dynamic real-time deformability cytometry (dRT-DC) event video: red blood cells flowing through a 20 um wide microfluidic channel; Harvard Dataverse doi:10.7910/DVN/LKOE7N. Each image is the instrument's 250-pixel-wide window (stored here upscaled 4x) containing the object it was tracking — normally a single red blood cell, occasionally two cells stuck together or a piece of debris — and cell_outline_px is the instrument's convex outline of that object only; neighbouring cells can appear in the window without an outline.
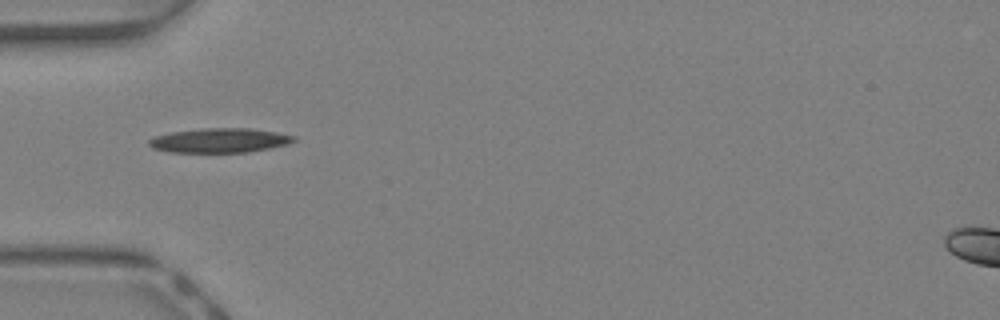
{"species": "Egyptian fruit bat (a non-hibernating species)", "species_latin": "Rousettus aegyptiacus", "temperature_condition": "warm", "stored_images_in_passage": 31, "camera_frame_rate_fps": 3000, "um_per_image_px": 0.085, "animal": {"sex": "female"}, "frame": {"image": 1, "passage_image": 1, "time_ms": 0.0, "image_size_px": [1000, 320], "cell_outline_px": [[296, 140], [288, 144], [272, 148], [248, 152], [168, 152], [152, 148], [148, 144], [148, 140], [156, 136], [168, 132], [200, 128], [252, 128], [276, 132], [296, 136]], "centroid_in_image_um": [18.67, 11.93], "position_along_channel_um": 66.3, "area_um2": 20.87}}
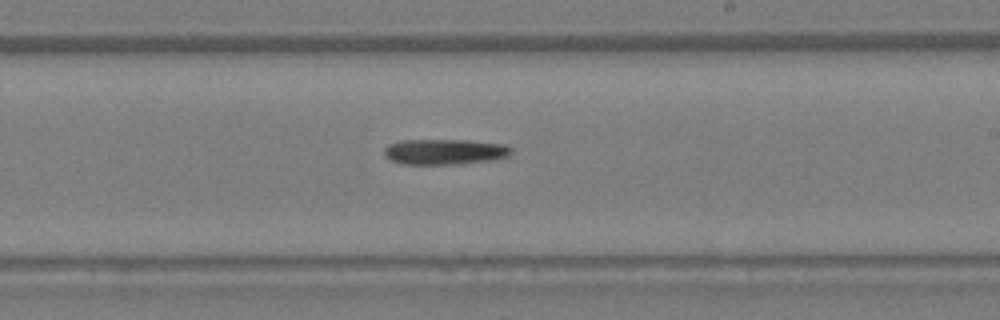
{"frame": {"image": 2, "passage_image": 13, "time_ms": 4.0, "image_size_px": [1000, 320], "cell_outline_px": [[512, 152], [508, 156], [492, 160], [460, 164], [404, 164], [392, 160], [384, 156], [384, 148], [388, 144], [404, 140], [464, 140], [504, 144], [512, 148]], "centroid_in_image_um": [37.8, 12.9], "position_along_channel_um": 251.2, "area_um2": 18.9}}
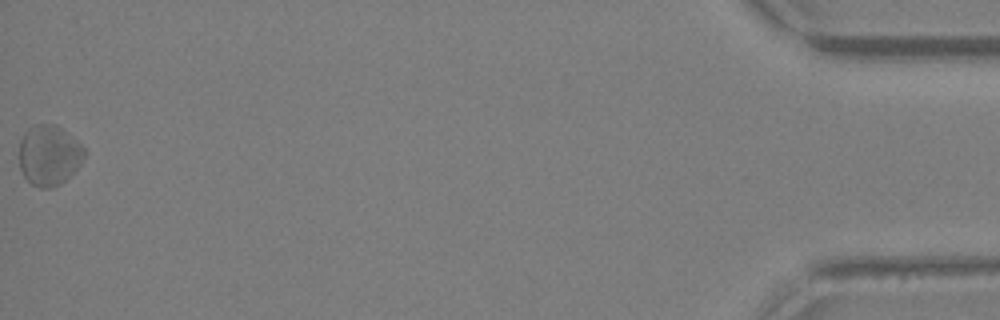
{"frame": {"image": 3, "passage_image": 31, "time_ms": 10.0, "image_size_px": [1000, 320], "cell_outline_px": [[88, 152], [80, 164], [60, 184], [52, 188], [40, 188], [32, 184], [24, 176], [20, 168], [20, 140], [24, 132], [28, 128], [36, 124], [56, 124], [80, 144]], "centroid_in_image_um": [4.16, 13.19], "position_along_channel_um": 431.0, "area_um2": 22.77}}